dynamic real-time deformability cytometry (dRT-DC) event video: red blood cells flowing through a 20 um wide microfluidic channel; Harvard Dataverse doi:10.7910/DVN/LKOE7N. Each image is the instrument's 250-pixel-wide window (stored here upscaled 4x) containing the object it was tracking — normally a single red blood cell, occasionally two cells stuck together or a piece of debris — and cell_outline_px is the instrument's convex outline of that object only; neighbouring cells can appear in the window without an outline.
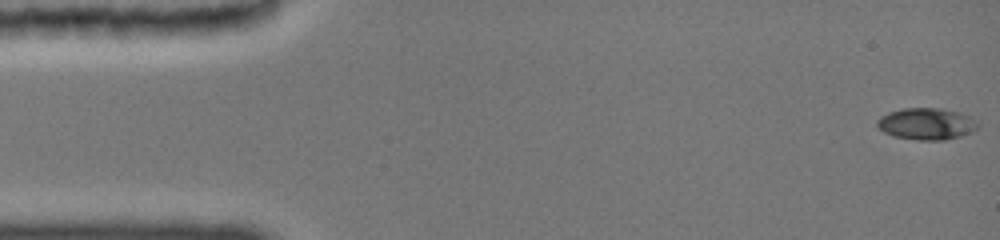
{"species": "common noctule bat (a hibernating species)", "species_latin": "Nyctalus noctula", "temperature_condition": "cold", "stored_images_in_passage": 34, "camera_frame_rate_fps": 3000, "um_per_image_px": 0.085, "animal": {"sex": "female", "body_mass_g": 19.0, "forearm_length_mm": 51.5}, "frame": {"image": 1, "passage_image": 1, "time_ms": 0.0, "image_size_px": [1000, 240], "cell_outline_px": [[980, 124], [976, 128], [960, 136], [944, 140], [920, 140], [896, 136], [884, 132], [876, 124], [876, 120], [892, 112], [904, 108], [940, 108], [960, 112], [976, 120]], "centroid_in_image_um": [78.78, 10.52], "position_along_channel_um": 6.2, "area_um2": 18.21}}
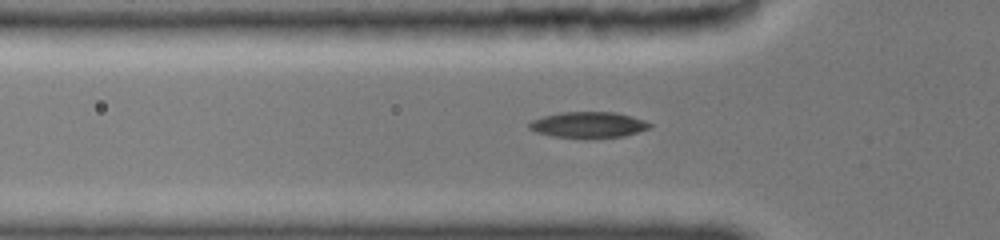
{"frame": {"image": 2, "passage_image": 20, "time_ms": 5.0, "image_size_px": [1000, 240], "cell_outline_px": [[652, 124], [648, 128], [624, 136], [556, 136], [536, 132], [528, 128], [528, 124], [532, 120], [544, 116], [564, 112], [616, 112], [644, 120]], "centroid_in_image_um": [49.99, 10.57], "position_along_channel_um": 75.8, "area_um2": 17.4}}
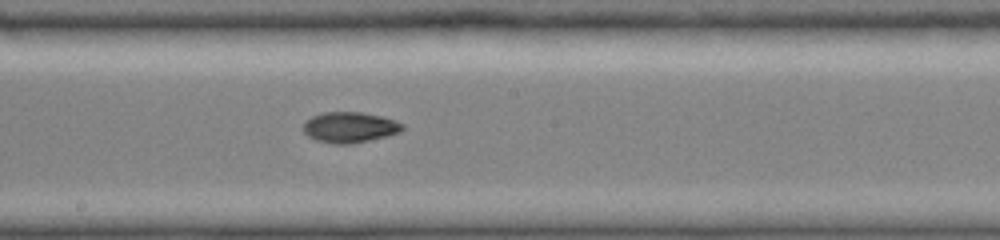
{"frame": {"image": 3, "passage_image": 33, "time_ms": 8.667, "image_size_px": [1000, 240], "cell_outline_px": [[404, 128], [400, 132], [368, 140], [348, 144], [332, 144], [316, 140], [308, 136], [304, 132], [304, 124], [312, 116], [324, 112], [360, 112], [380, 116], [404, 124]], "centroid_in_image_um": [29.71, 10.82], "position_along_channel_um": 218.5, "area_um2": 17.4}}